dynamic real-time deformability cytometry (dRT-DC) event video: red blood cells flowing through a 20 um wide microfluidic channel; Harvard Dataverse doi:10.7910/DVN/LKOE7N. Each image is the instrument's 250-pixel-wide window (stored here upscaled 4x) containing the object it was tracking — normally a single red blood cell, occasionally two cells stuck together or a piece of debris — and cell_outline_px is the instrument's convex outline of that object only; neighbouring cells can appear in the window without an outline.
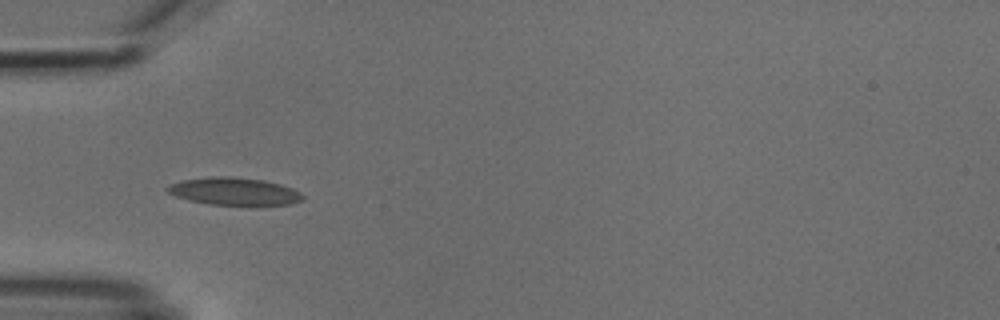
{"species": "common noctule bat (a hibernating species)", "species_latin": "Nyctalus noctula", "temperature_condition": "cold", "stored_images_in_passage": 10, "camera_frame_rate_fps": 3000, "um_per_image_px": 0.085, "animal": {"sex": "male", "body_mass_g": 18.8}, "frame": {"image": 1, "passage_image": 4, "time_ms": 4.667, "image_size_px": [1000, 320], "cell_outline_px": [[304, 200], [292, 204], [208, 204], [188, 200], [176, 196], [168, 192], [164, 188], [168, 184], [180, 180], [208, 176], [228, 176], [264, 180], [280, 184], [292, 188], [300, 192], [304, 196]], "centroid_in_image_um": [19.86, 16.24], "position_along_channel_um": 65.1, "area_um2": 21.73}}
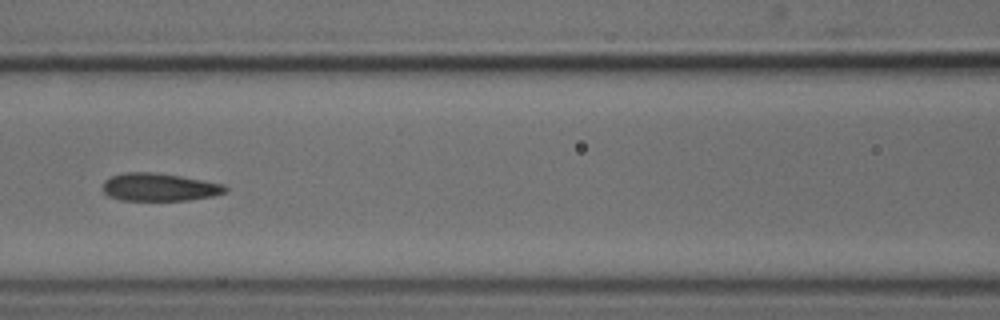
{"frame": {"image": 2, "passage_image": 6, "time_ms": 7.0, "image_size_px": [1000, 320], "cell_outline_px": [[228, 192], [212, 196], [188, 200], [120, 200], [108, 196], [104, 192], [104, 180], [112, 176], [124, 172], [156, 172], [180, 176], [224, 184], [228, 188]], "centroid_in_image_um": [13.56, 15.9], "position_along_channel_um": 153.0, "area_um2": 19.88}}
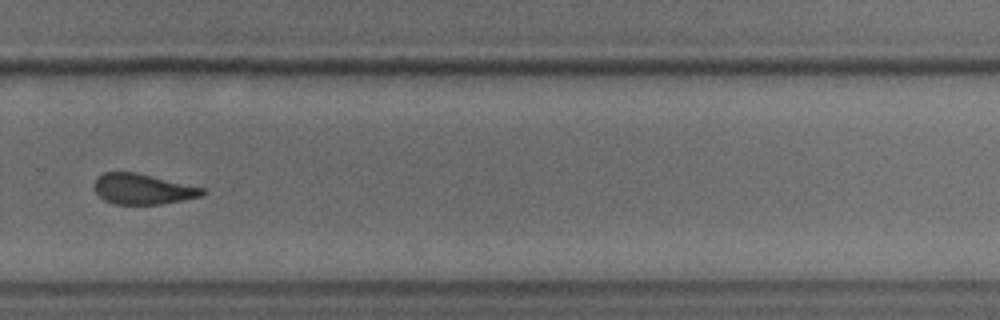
{"frame": {"image": 3, "passage_image": 10, "time_ms": 11.333, "image_size_px": [1000, 320], "cell_outline_px": [[208, 192], [200, 196], [184, 200], [160, 204], [112, 204], [104, 200], [92, 188], [92, 184], [104, 172], [136, 172], [204, 188]], "centroid_in_image_um": [12.12, 16.07], "position_along_channel_um": 317.7, "area_um2": 19.25}}